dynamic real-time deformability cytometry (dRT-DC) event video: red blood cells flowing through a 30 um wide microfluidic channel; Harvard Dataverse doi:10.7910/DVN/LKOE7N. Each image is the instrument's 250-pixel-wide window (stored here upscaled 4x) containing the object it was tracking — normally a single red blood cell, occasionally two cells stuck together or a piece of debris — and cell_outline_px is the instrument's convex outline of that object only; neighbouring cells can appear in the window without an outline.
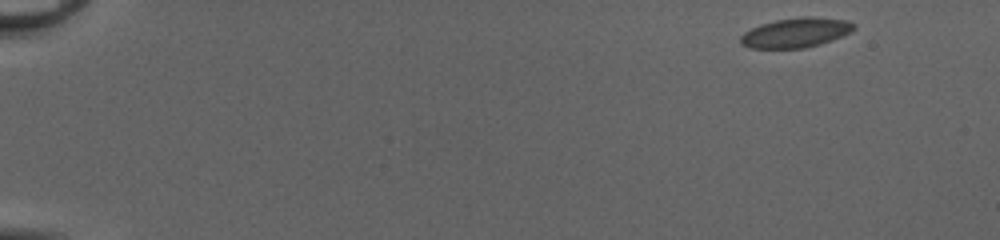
{"species": "common noctule bat (a hibernating species)", "species_latin": "Nyctalus noctula", "temperature_condition": "cold", "stored_images_in_passage": 50, "camera_frame_rate_fps": 3000, "um_per_image_px": 0.085, "animal": {"sex": "female", "body_mass_g": 20.0, "forearm_length_mm": 54.0}, "frame": {"image": 1, "passage_image": 1, "time_ms": 0.0, "image_size_px": [1000, 240], "cell_outline_px": [[856, 24], [848, 32], [840, 36], [820, 44], [804, 48], [752, 48], [740, 44], [740, 36], [744, 32], [760, 24], [776, 20], [804, 16], [812, 16], [844, 20]], "centroid_in_image_um": [67.58, 2.77], "position_along_channel_um": 17.4, "area_um2": 19.31}}
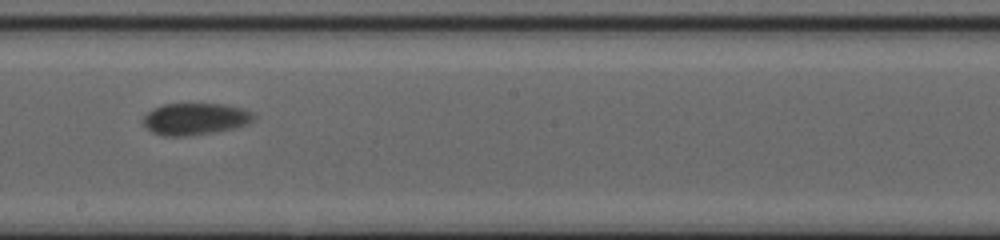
{"frame": {"image": 2, "passage_image": 29, "time_ms": 9.333, "image_size_px": [1000, 240], "cell_outline_px": [[256, 116], [248, 124], [232, 128], [212, 132], [188, 136], [164, 136], [152, 132], [144, 124], [144, 116], [148, 112], [164, 104], [224, 104], [244, 108], [252, 112]], "centroid_in_image_um": [16.62, 10.1], "position_along_channel_um": 231.6, "area_um2": 20.29}}
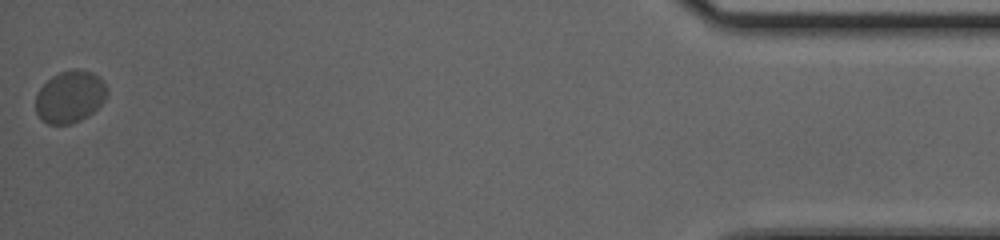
{"frame": {"image": 3, "passage_image": 50, "time_ms": 16.333, "image_size_px": [1000, 240], "cell_outline_px": [[108, 92], [104, 100], [88, 116], [72, 124], [48, 124], [40, 120], [36, 112], [36, 96], [40, 88], [52, 76], [60, 72], [76, 68], [92, 72], [104, 80]], "centroid_in_image_um": [5.95, 8.22], "position_along_channel_um": 429.3, "area_um2": 21.73}, "authors_computed_cell_mechanics": {"area_um2": 20.3167, "velocity_mm_per_s": 3.97, "shape_relaxation_time_tau1_ms": 1.5378, "shape_relaxation_time_tau2_ms": 1.2644, "deformation_change_tau1": 0.0399, "deformation_change_tau2": 0.0374}}